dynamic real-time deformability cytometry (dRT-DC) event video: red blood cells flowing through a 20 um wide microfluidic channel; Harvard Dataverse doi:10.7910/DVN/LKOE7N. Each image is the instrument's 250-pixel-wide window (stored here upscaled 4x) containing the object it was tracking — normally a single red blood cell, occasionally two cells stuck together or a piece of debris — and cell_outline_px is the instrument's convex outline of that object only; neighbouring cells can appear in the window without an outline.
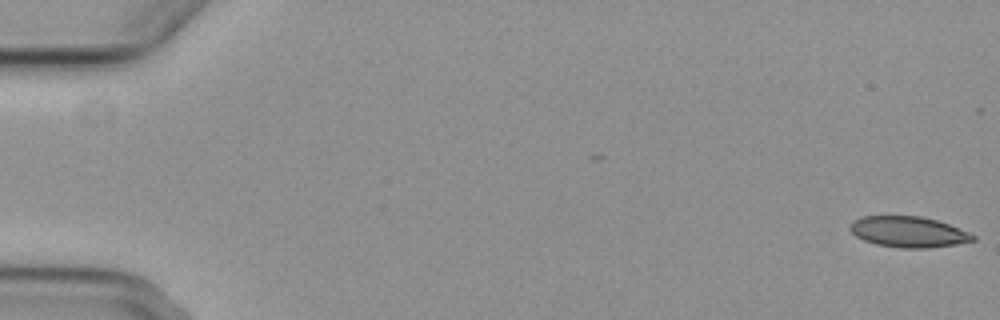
{"species": "common noctule bat (a hibernating species)", "species_latin": "Nyctalus noctula", "temperature_condition": "cold", "stored_images_in_passage": 6, "camera_frame_rate_fps": 3000, "um_per_image_px": 0.085, "animal": {"sex": "female", "body_mass_g": 29.2, "forearm_length_mm": 56.3}, "frame": {"image": 1, "passage_image": 1, "time_ms": 0.0, "image_size_px": [1000, 320], "cell_outline_px": [[976, 240], [956, 244], [928, 248], [900, 248], [876, 244], [864, 240], [856, 236], [848, 228], [848, 224], [852, 220], [864, 216], [920, 216], [936, 220], [948, 224], [976, 236]], "centroid_in_image_um": [77.17, 19.71], "position_along_channel_um": 7.8, "area_um2": 22.02}}
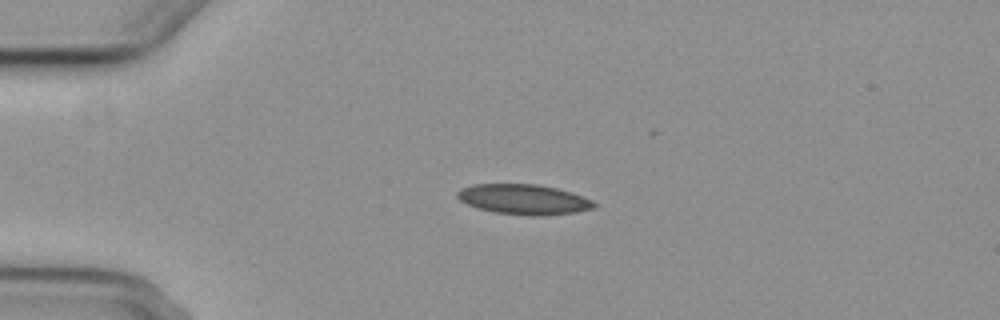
{"frame": {"image": 2, "passage_image": 4, "time_ms": 4.333, "image_size_px": [1000, 320], "cell_outline_px": [[596, 208], [576, 212], [540, 216], [528, 216], [492, 212], [476, 208], [460, 200], [456, 196], [456, 192], [460, 188], [472, 184], [540, 184], [572, 192], [592, 200], [596, 204]], "centroid_in_image_um": [44.5, 16.95], "position_along_channel_um": 40.5, "area_um2": 24.33}}
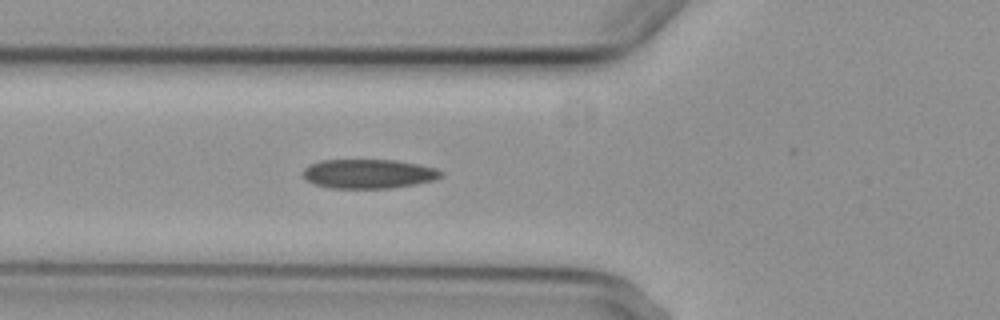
{"frame": {"image": 3, "passage_image": 6, "time_ms": 6.667, "image_size_px": [1000, 320], "cell_outline_px": [[444, 176], [436, 180], [416, 184], [392, 188], [332, 188], [312, 184], [304, 180], [304, 168], [320, 160], [396, 160], [420, 164], [436, 168], [444, 172]], "centroid_in_image_um": [31.37, 14.78], "position_along_channel_um": 94.4, "area_um2": 23.81}}